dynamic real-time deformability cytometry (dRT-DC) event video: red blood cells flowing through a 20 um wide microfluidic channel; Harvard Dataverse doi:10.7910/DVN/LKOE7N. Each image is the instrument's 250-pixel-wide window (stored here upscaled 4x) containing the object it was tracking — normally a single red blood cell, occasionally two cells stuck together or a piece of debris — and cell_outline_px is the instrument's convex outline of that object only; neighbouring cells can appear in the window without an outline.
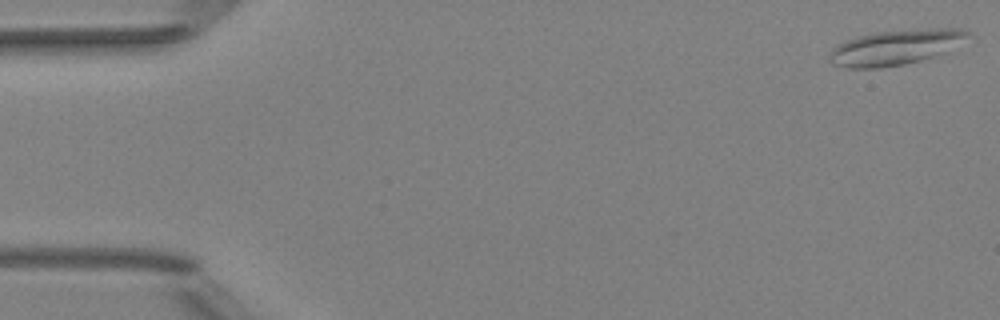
{"species": "Egyptian fruit bat (a non-hibernating species)", "species_latin": "Rousettus aegyptiacus", "temperature_condition": "room temperature", "stored_images_in_passage": 49, "camera_frame_rate_fps": 3000, "um_per_image_px": 0.085, "animal": {"sex": "female"}, "frame": {"image": 1, "passage_image": 1, "time_ms": 0.0, "image_size_px": [1000, 320], "cell_outline_px": [[972, 36], [944, 52], [920, 60], [904, 64], [880, 68], [848, 68], [832, 64], [828, 60], [828, 56], [832, 48], [848, 40], [860, 36], [876, 32], [932, 28], [964, 28]], "centroid_in_image_um": [76.11, 4.02], "position_along_channel_um": 8.9, "area_um2": 28.09}}
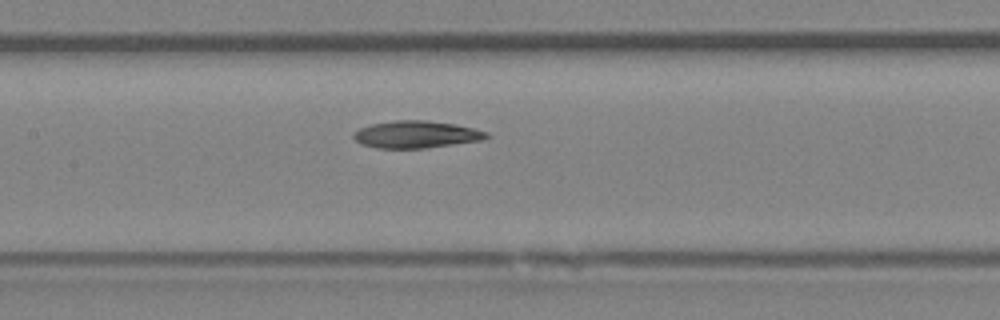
{"frame": {"image": 2, "passage_image": 24, "time_ms": 7.667, "image_size_px": [1000, 320], "cell_outline_px": [[488, 136], [480, 140], [428, 148], [376, 148], [360, 144], [352, 136], [352, 132], [360, 128], [372, 124], [396, 120], [428, 120], [452, 124], [472, 128], [488, 132]], "centroid_in_image_um": [35.31, 11.43], "position_along_channel_um": 172.1, "area_um2": 20.92}}
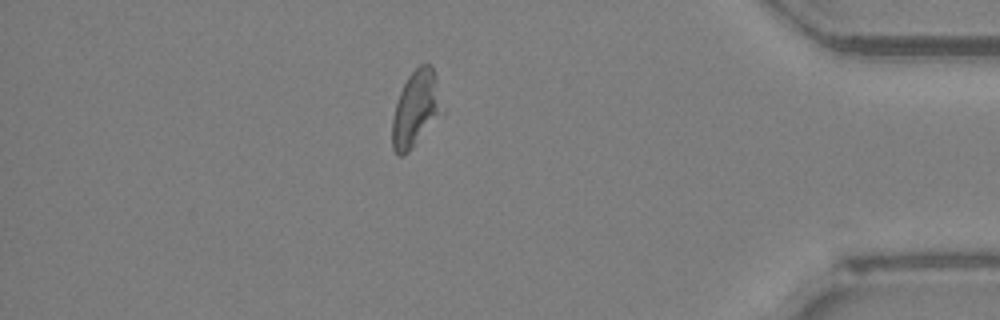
{"frame": {"image": 3, "passage_image": 44, "time_ms": 14.333, "image_size_px": [1000, 320], "cell_outline_px": [[436, 112], [412, 148], [404, 156], [396, 156], [392, 148], [392, 120], [396, 104], [400, 92], [408, 76], [420, 64], [432, 64], [436, 76]], "centroid_in_image_um": [35.19, 9.24], "position_along_channel_um": 400.0, "area_um2": 20.17}, "authors_computed_cell_mechanics": {"area_um2": 21.7328, "velocity_mm_per_s": 3.9909, "shape_relaxation_time_tau1_ms": 7.5422, "shape_relaxation_time_tau2_ms": null, "deformation_change_tau1": 0.1899, "deformation_change_tau2": null}}